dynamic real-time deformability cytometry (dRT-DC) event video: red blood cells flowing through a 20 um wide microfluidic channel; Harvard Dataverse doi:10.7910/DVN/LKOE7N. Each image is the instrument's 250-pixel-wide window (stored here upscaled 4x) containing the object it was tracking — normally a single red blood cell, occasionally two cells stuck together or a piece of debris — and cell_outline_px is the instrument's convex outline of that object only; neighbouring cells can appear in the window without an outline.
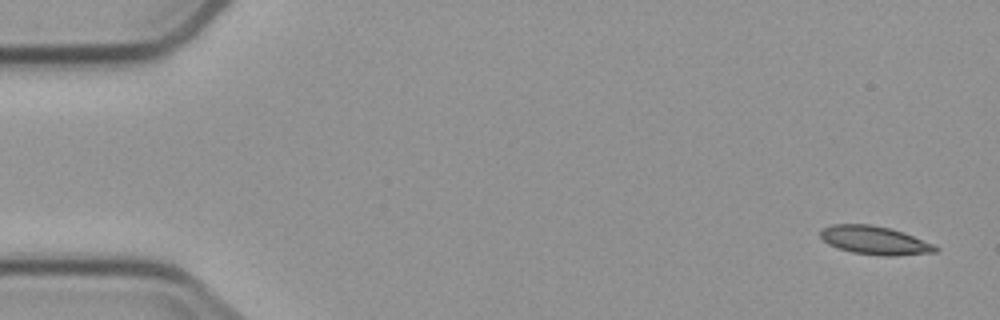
{"species": "common noctule bat (a hibernating species)", "species_latin": "Nyctalus noctula", "temperature_condition": "cold", "stored_images_in_passage": 6, "camera_frame_rate_fps": 3000, "um_per_image_px": 0.085, "animal": {"sex": "male", "body_mass_g": 23.1, "forearm_length_mm": 52.7}, "frame": {"image": 1, "passage_image": 1, "time_ms": 0.0, "image_size_px": [1000, 320], "cell_outline_px": [[940, 248], [936, 252], [896, 256], [884, 256], [852, 252], [828, 244], [820, 236], [820, 232], [824, 228], [832, 224], [872, 224], [892, 228], [904, 232], [936, 244]], "centroid_in_image_um": [74.42, 20.42], "position_along_channel_um": 10.6, "area_um2": 19.25}}
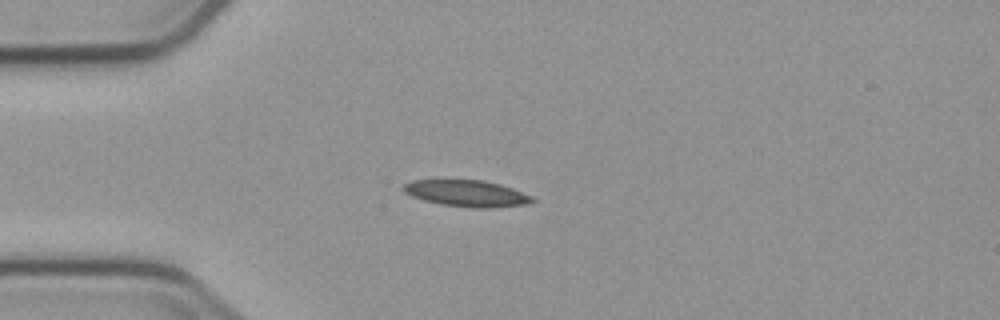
{"frame": {"image": 2, "passage_image": 4, "time_ms": 4.0, "image_size_px": [1000, 320], "cell_outline_px": [[536, 200], [524, 204], [492, 208], [472, 208], [440, 204], [424, 200], [412, 196], [404, 192], [400, 188], [404, 184], [412, 180], [484, 180], [500, 184], [512, 188], [532, 196]], "centroid_in_image_um": [39.65, 16.43], "position_along_channel_um": 45.4, "area_um2": 19.88}}
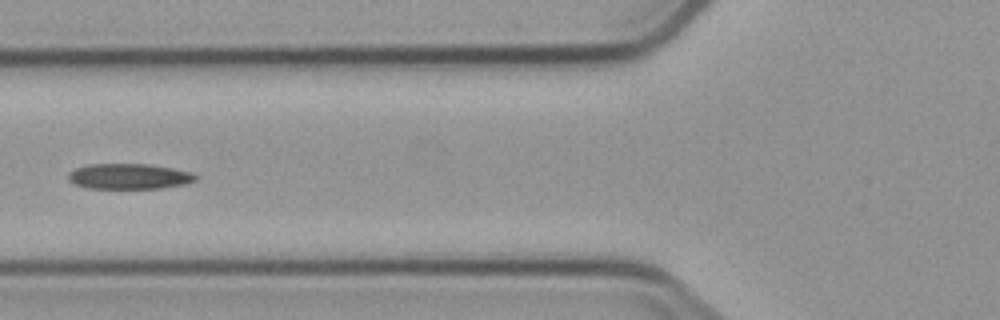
{"frame": {"image": 3, "passage_image": 6, "time_ms": 6.333, "image_size_px": [1000, 320], "cell_outline_px": [[200, 176], [196, 180], [184, 184], [160, 188], [84, 188], [68, 180], [68, 172], [76, 168], [88, 164], [148, 164], [172, 168], [192, 172]], "centroid_in_image_um": [10.98, 14.99], "position_along_channel_um": 114.8, "area_um2": 18.96}}